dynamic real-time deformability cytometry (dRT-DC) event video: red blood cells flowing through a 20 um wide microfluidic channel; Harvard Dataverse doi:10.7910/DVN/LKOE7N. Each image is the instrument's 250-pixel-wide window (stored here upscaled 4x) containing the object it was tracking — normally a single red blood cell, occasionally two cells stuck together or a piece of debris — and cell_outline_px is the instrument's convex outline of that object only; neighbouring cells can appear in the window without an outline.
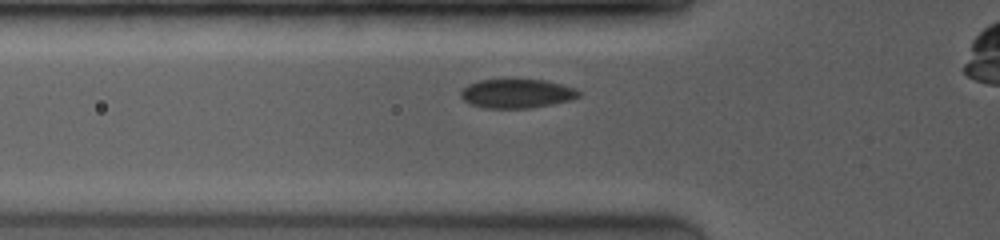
{"species": "common noctule bat (a hibernating species)", "species_latin": "Nyctalus noctula", "temperature_condition": "room temperature", "stored_images_in_passage": 41, "camera_frame_rate_fps": 4000, "um_per_image_px": 0.085, "animal": {"sex": "female", "body_mass_g": 19.0, "forearm_length_mm": 53.3}, "frame": {"image": 1, "passage_image": 5, "time_ms": 1.0, "image_size_px": [1000, 240], "cell_outline_px": [[580, 96], [572, 100], [532, 108], [484, 108], [468, 104], [460, 96], [460, 92], [468, 84], [480, 80], [544, 80], [560, 84], [572, 88], [580, 92]], "centroid_in_image_um": [43.9, 7.97], "position_along_channel_um": 81.9, "area_um2": 19.88}}
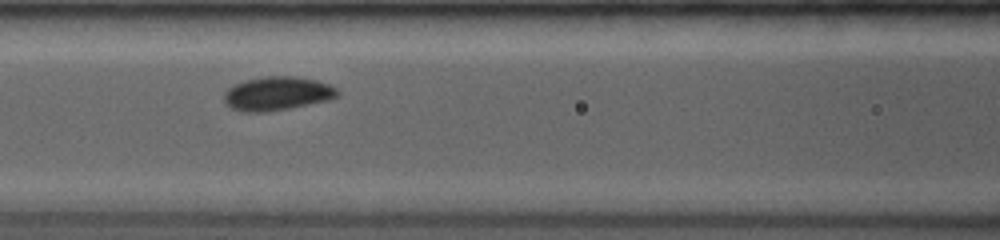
{"frame": {"image": 2, "passage_image": 11, "time_ms": 2.5, "image_size_px": [1000, 240], "cell_outline_px": [[336, 96], [328, 100], [292, 108], [268, 112], [240, 112], [224, 104], [224, 96], [228, 88], [236, 84], [248, 80], [268, 76], [292, 76], [312, 80], [328, 84], [336, 88]], "centroid_in_image_um": [23.51, 7.98], "position_along_channel_um": 143.1, "area_um2": 22.02}}
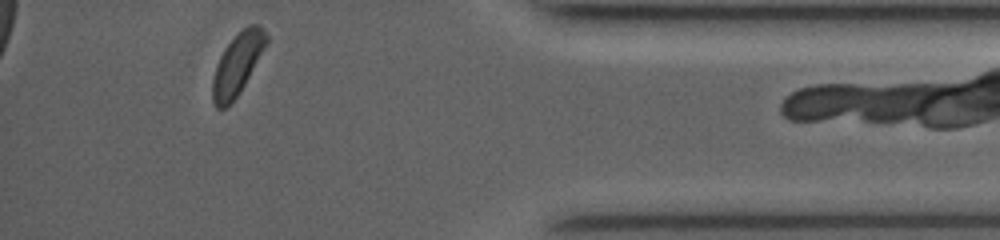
{"frame": {"image": 3, "passage_image": 40, "time_ms": 9.75, "image_size_px": [1000, 240], "cell_outline_px": [[268, 44], [240, 92], [224, 108], [216, 108], [212, 100], [212, 80], [216, 64], [224, 48], [248, 24], [256, 24], [264, 28], [268, 36]], "centroid_in_image_um": [20.2, 5.43], "position_along_channel_um": 415.0, "area_um2": 19.19}}